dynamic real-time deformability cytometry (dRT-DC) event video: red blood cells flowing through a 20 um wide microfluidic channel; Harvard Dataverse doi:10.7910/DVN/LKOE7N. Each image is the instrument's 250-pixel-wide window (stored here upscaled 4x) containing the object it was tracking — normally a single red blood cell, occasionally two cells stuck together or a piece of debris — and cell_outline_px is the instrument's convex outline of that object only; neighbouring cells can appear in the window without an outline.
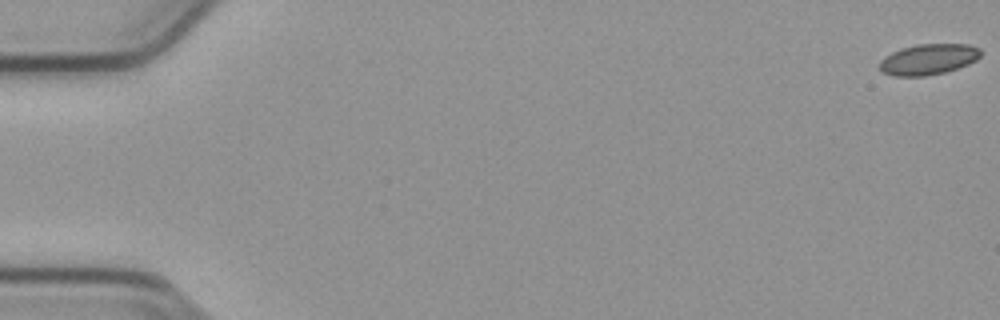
{"species": "common noctule bat (a hibernating species)", "species_latin": "Nyctalus noctula", "temperature_condition": "cold", "stored_images_in_passage": 56, "camera_frame_rate_fps": 3000, "um_per_image_px": 0.085, "animal": {"sex": "male", "body_mass_g": 23.1, "forearm_length_mm": 52.7}, "frame": {"image": 1, "passage_image": 1, "time_ms": 0.0, "image_size_px": [1000, 320], "cell_outline_px": [[980, 56], [976, 60], [968, 64], [944, 72], [924, 76], [892, 76], [880, 72], [880, 60], [884, 56], [900, 48], [916, 44], [968, 44], [980, 48]], "centroid_in_image_um": [78.87, 5.04], "position_along_channel_um": 6.1, "area_um2": 18.21}}
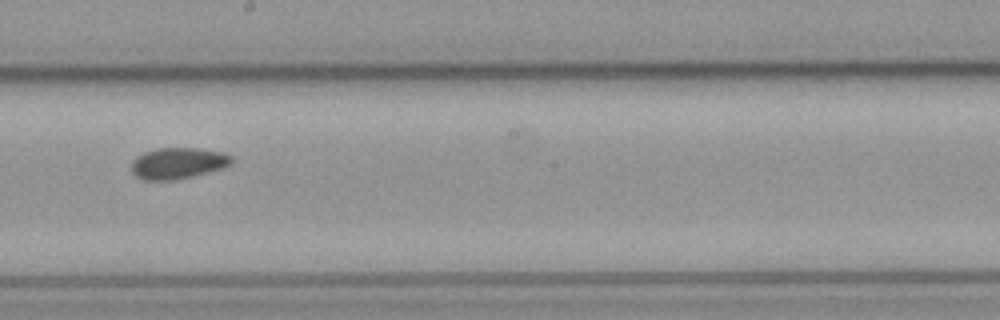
{"frame": {"image": 2, "passage_image": 32, "time_ms": 10.333, "image_size_px": [1000, 320], "cell_outline_px": [[232, 160], [228, 164], [220, 168], [192, 176], [172, 180], [144, 180], [136, 176], [132, 172], [132, 160], [136, 156], [144, 152], [156, 148], [200, 148], [224, 152], [232, 156]], "centroid_in_image_um": [15.08, 13.85], "position_along_channel_um": 233.1, "area_um2": 18.09}}
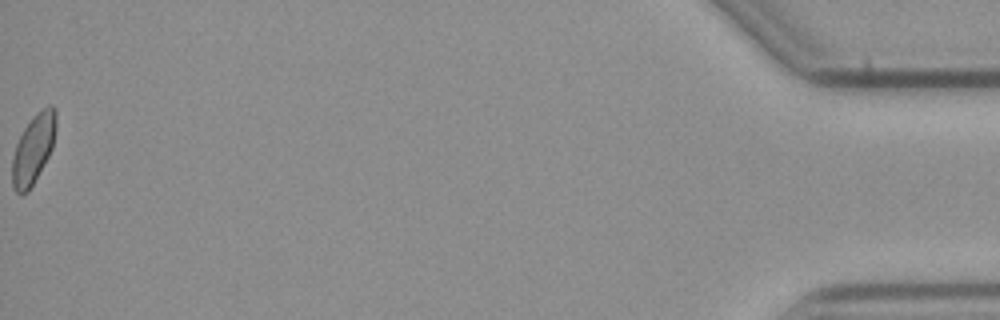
{"frame": {"image": 3, "passage_image": 56, "time_ms": 18.333, "image_size_px": [1000, 320], "cell_outline_px": [[56, 128], [52, 148], [48, 156], [28, 192], [20, 196], [12, 188], [12, 156], [16, 144], [24, 128], [36, 112], [48, 104], [52, 104], [56, 108]], "centroid_in_image_um": [2.83, 12.64], "position_along_channel_um": 432.4, "area_um2": 17.8}, "authors_computed_cell_mechanics": {"area_um2": 18.2359, "velocity_mm_per_s": 3.7925, "shape_relaxation_time_tau1_ms": 8.6938, "shape_relaxation_time_tau2_ms": 3.5683, "deformation_change_tau1": 0.0724, "deformation_change_tau2": 0.0601}}